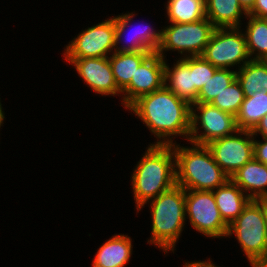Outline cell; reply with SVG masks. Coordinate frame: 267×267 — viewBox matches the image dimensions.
Returning <instances> with one entry per match:
<instances>
[{
  "instance_id": "22",
  "label": "cell",
  "mask_w": 267,
  "mask_h": 267,
  "mask_svg": "<svg viewBox=\"0 0 267 267\" xmlns=\"http://www.w3.org/2000/svg\"><path fill=\"white\" fill-rule=\"evenodd\" d=\"M267 114V92L262 90L245 97L236 118L239 130L252 131L260 120Z\"/></svg>"
},
{
  "instance_id": "21",
  "label": "cell",
  "mask_w": 267,
  "mask_h": 267,
  "mask_svg": "<svg viewBox=\"0 0 267 267\" xmlns=\"http://www.w3.org/2000/svg\"><path fill=\"white\" fill-rule=\"evenodd\" d=\"M236 79L239 82L245 97L253 93L267 92V60H250L239 70H236Z\"/></svg>"
},
{
  "instance_id": "5",
  "label": "cell",
  "mask_w": 267,
  "mask_h": 267,
  "mask_svg": "<svg viewBox=\"0 0 267 267\" xmlns=\"http://www.w3.org/2000/svg\"><path fill=\"white\" fill-rule=\"evenodd\" d=\"M214 30L215 26L207 17L193 23H170L162 29L157 53L164 59L165 52L171 50L181 54L180 58L202 56Z\"/></svg>"
},
{
  "instance_id": "24",
  "label": "cell",
  "mask_w": 267,
  "mask_h": 267,
  "mask_svg": "<svg viewBox=\"0 0 267 267\" xmlns=\"http://www.w3.org/2000/svg\"><path fill=\"white\" fill-rule=\"evenodd\" d=\"M169 23H193L206 18L205 0H167Z\"/></svg>"
},
{
  "instance_id": "2",
  "label": "cell",
  "mask_w": 267,
  "mask_h": 267,
  "mask_svg": "<svg viewBox=\"0 0 267 267\" xmlns=\"http://www.w3.org/2000/svg\"><path fill=\"white\" fill-rule=\"evenodd\" d=\"M131 174L136 211L176 185L175 153L172 145L149 144Z\"/></svg>"
},
{
  "instance_id": "31",
  "label": "cell",
  "mask_w": 267,
  "mask_h": 267,
  "mask_svg": "<svg viewBox=\"0 0 267 267\" xmlns=\"http://www.w3.org/2000/svg\"><path fill=\"white\" fill-rule=\"evenodd\" d=\"M183 267H220L217 266L216 264L212 263V260L209 258L205 261H187L184 263Z\"/></svg>"
},
{
  "instance_id": "4",
  "label": "cell",
  "mask_w": 267,
  "mask_h": 267,
  "mask_svg": "<svg viewBox=\"0 0 267 267\" xmlns=\"http://www.w3.org/2000/svg\"><path fill=\"white\" fill-rule=\"evenodd\" d=\"M147 203L150 204L152 220V235L147 243L162 249L165 254L174 253L186 222L185 189L175 185Z\"/></svg>"
},
{
  "instance_id": "11",
  "label": "cell",
  "mask_w": 267,
  "mask_h": 267,
  "mask_svg": "<svg viewBox=\"0 0 267 267\" xmlns=\"http://www.w3.org/2000/svg\"><path fill=\"white\" fill-rule=\"evenodd\" d=\"M214 161L231 177L238 169L254 158V136L249 130H237L234 134L208 143Z\"/></svg>"
},
{
  "instance_id": "12",
  "label": "cell",
  "mask_w": 267,
  "mask_h": 267,
  "mask_svg": "<svg viewBox=\"0 0 267 267\" xmlns=\"http://www.w3.org/2000/svg\"><path fill=\"white\" fill-rule=\"evenodd\" d=\"M165 59L151 53L136 69L130 83L122 90L121 104L127 109L138 98L164 86Z\"/></svg>"
},
{
  "instance_id": "23",
  "label": "cell",
  "mask_w": 267,
  "mask_h": 267,
  "mask_svg": "<svg viewBox=\"0 0 267 267\" xmlns=\"http://www.w3.org/2000/svg\"><path fill=\"white\" fill-rule=\"evenodd\" d=\"M244 34L251 60H267V19L247 15Z\"/></svg>"
},
{
  "instance_id": "30",
  "label": "cell",
  "mask_w": 267,
  "mask_h": 267,
  "mask_svg": "<svg viewBox=\"0 0 267 267\" xmlns=\"http://www.w3.org/2000/svg\"><path fill=\"white\" fill-rule=\"evenodd\" d=\"M251 132L255 137L259 135L261 136V138L267 137V114L260 120V122Z\"/></svg>"
},
{
  "instance_id": "3",
  "label": "cell",
  "mask_w": 267,
  "mask_h": 267,
  "mask_svg": "<svg viewBox=\"0 0 267 267\" xmlns=\"http://www.w3.org/2000/svg\"><path fill=\"white\" fill-rule=\"evenodd\" d=\"M173 144L175 153L176 185L185 190L213 191L230 177L214 161L206 145Z\"/></svg>"
},
{
  "instance_id": "28",
  "label": "cell",
  "mask_w": 267,
  "mask_h": 267,
  "mask_svg": "<svg viewBox=\"0 0 267 267\" xmlns=\"http://www.w3.org/2000/svg\"><path fill=\"white\" fill-rule=\"evenodd\" d=\"M255 138L254 136V158L267 165V137H262L261 141Z\"/></svg>"
},
{
  "instance_id": "7",
  "label": "cell",
  "mask_w": 267,
  "mask_h": 267,
  "mask_svg": "<svg viewBox=\"0 0 267 267\" xmlns=\"http://www.w3.org/2000/svg\"><path fill=\"white\" fill-rule=\"evenodd\" d=\"M240 30L241 27L215 28L202 56L216 68L238 66L239 70L251 60L244 31Z\"/></svg>"
},
{
  "instance_id": "34",
  "label": "cell",
  "mask_w": 267,
  "mask_h": 267,
  "mask_svg": "<svg viewBox=\"0 0 267 267\" xmlns=\"http://www.w3.org/2000/svg\"><path fill=\"white\" fill-rule=\"evenodd\" d=\"M251 267H267V257L250 263Z\"/></svg>"
},
{
  "instance_id": "25",
  "label": "cell",
  "mask_w": 267,
  "mask_h": 267,
  "mask_svg": "<svg viewBox=\"0 0 267 267\" xmlns=\"http://www.w3.org/2000/svg\"><path fill=\"white\" fill-rule=\"evenodd\" d=\"M236 79V70L217 68L211 79L204 84L196 103H211L212 100Z\"/></svg>"
},
{
  "instance_id": "18",
  "label": "cell",
  "mask_w": 267,
  "mask_h": 267,
  "mask_svg": "<svg viewBox=\"0 0 267 267\" xmlns=\"http://www.w3.org/2000/svg\"><path fill=\"white\" fill-rule=\"evenodd\" d=\"M213 194L221 217L228 225L242 213L251 200L231 179L213 190Z\"/></svg>"
},
{
  "instance_id": "26",
  "label": "cell",
  "mask_w": 267,
  "mask_h": 267,
  "mask_svg": "<svg viewBox=\"0 0 267 267\" xmlns=\"http://www.w3.org/2000/svg\"><path fill=\"white\" fill-rule=\"evenodd\" d=\"M245 95L237 79L218 94L211 102L214 107L236 116L244 101Z\"/></svg>"
},
{
  "instance_id": "9",
  "label": "cell",
  "mask_w": 267,
  "mask_h": 267,
  "mask_svg": "<svg viewBox=\"0 0 267 267\" xmlns=\"http://www.w3.org/2000/svg\"><path fill=\"white\" fill-rule=\"evenodd\" d=\"M186 219L208 238H226L228 224L221 217L213 191L185 190Z\"/></svg>"
},
{
  "instance_id": "16",
  "label": "cell",
  "mask_w": 267,
  "mask_h": 267,
  "mask_svg": "<svg viewBox=\"0 0 267 267\" xmlns=\"http://www.w3.org/2000/svg\"><path fill=\"white\" fill-rule=\"evenodd\" d=\"M132 239L126 234H115L105 241L95 254L92 267H125L133 254Z\"/></svg>"
},
{
  "instance_id": "1",
  "label": "cell",
  "mask_w": 267,
  "mask_h": 267,
  "mask_svg": "<svg viewBox=\"0 0 267 267\" xmlns=\"http://www.w3.org/2000/svg\"><path fill=\"white\" fill-rule=\"evenodd\" d=\"M126 110L142 120L156 138L153 144L173 145V138L182 136L189 141L191 105L177 97L165 85L134 101Z\"/></svg>"
},
{
  "instance_id": "19",
  "label": "cell",
  "mask_w": 267,
  "mask_h": 267,
  "mask_svg": "<svg viewBox=\"0 0 267 267\" xmlns=\"http://www.w3.org/2000/svg\"><path fill=\"white\" fill-rule=\"evenodd\" d=\"M205 13L215 28H239L248 15L239 0H205Z\"/></svg>"
},
{
  "instance_id": "6",
  "label": "cell",
  "mask_w": 267,
  "mask_h": 267,
  "mask_svg": "<svg viewBox=\"0 0 267 267\" xmlns=\"http://www.w3.org/2000/svg\"><path fill=\"white\" fill-rule=\"evenodd\" d=\"M235 235L249 263L267 257V225L259 205L250 200L228 225L226 237Z\"/></svg>"
},
{
  "instance_id": "32",
  "label": "cell",
  "mask_w": 267,
  "mask_h": 267,
  "mask_svg": "<svg viewBox=\"0 0 267 267\" xmlns=\"http://www.w3.org/2000/svg\"><path fill=\"white\" fill-rule=\"evenodd\" d=\"M254 201L259 205L262 214H263V218L265 220V223L267 225V196H261L258 197L256 199H254Z\"/></svg>"
},
{
  "instance_id": "10",
  "label": "cell",
  "mask_w": 267,
  "mask_h": 267,
  "mask_svg": "<svg viewBox=\"0 0 267 267\" xmlns=\"http://www.w3.org/2000/svg\"><path fill=\"white\" fill-rule=\"evenodd\" d=\"M64 49V58L109 57L115 52V16L81 30Z\"/></svg>"
},
{
  "instance_id": "8",
  "label": "cell",
  "mask_w": 267,
  "mask_h": 267,
  "mask_svg": "<svg viewBox=\"0 0 267 267\" xmlns=\"http://www.w3.org/2000/svg\"><path fill=\"white\" fill-rule=\"evenodd\" d=\"M237 130L233 114L222 111L211 103L191 105L190 143L207 145L215 139L232 135Z\"/></svg>"
},
{
  "instance_id": "29",
  "label": "cell",
  "mask_w": 267,
  "mask_h": 267,
  "mask_svg": "<svg viewBox=\"0 0 267 267\" xmlns=\"http://www.w3.org/2000/svg\"><path fill=\"white\" fill-rule=\"evenodd\" d=\"M248 15L267 19V0H255L253 8L248 12Z\"/></svg>"
},
{
  "instance_id": "27",
  "label": "cell",
  "mask_w": 267,
  "mask_h": 267,
  "mask_svg": "<svg viewBox=\"0 0 267 267\" xmlns=\"http://www.w3.org/2000/svg\"><path fill=\"white\" fill-rule=\"evenodd\" d=\"M210 62L203 56H193V85H195V103L197 96L205 83L211 79L216 71Z\"/></svg>"
},
{
  "instance_id": "13",
  "label": "cell",
  "mask_w": 267,
  "mask_h": 267,
  "mask_svg": "<svg viewBox=\"0 0 267 267\" xmlns=\"http://www.w3.org/2000/svg\"><path fill=\"white\" fill-rule=\"evenodd\" d=\"M71 64L79 77L96 94L103 96H122V91L118 88L109 57L99 58H65Z\"/></svg>"
},
{
  "instance_id": "14",
  "label": "cell",
  "mask_w": 267,
  "mask_h": 267,
  "mask_svg": "<svg viewBox=\"0 0 267 267\" xmlns=\"http://www.w3.org/2000/svg\"><path fill=\"white\" fill-rule=\"evenodd\" d=\"M134 17L133 12L115 16V52H157L162 41V28L161 30H155L147 23L146 26H141L143 29L137 28L133 33L131 32L130 36L132 37L127 39V43L122 42L124 41V32H126V29L128 30ZM121 42L126 45H122Z\"/></svg>"
},
{
  "instance_id": "35",
  "label": "cell",
  "mask_w": 267,
  "mask_h": 267,
  "mask_svg": "<svg viewBox=\"0 0 267 267\" xmlns=\"http://www.w3.org/2000/svg\"><path fill=\"white\" fill-rule=\"evenodd\" d=\"M4 119H5V114H4L3 107H2V104H1V100H0V128L4 124L3 123L4 122Z\"/></svg>"
},
{
  "instance_id": "20",
  "label": "cell",
  "mask_w": 267,
  "mask_h": 267,
  "mask_svg": "<svg viewBox=\"0 0 267 267\" xmlns=\"http://www.w3.org/2000/svg\"><path fill=\"white\" fill-rule=\"evenodd\" d=\"M151 52H113L109 56L113 76L122 91L131 81L139 65Z\"/></svg>"
},
{
  "instance_id": "17",
  "label": "cell",
  "mask_w": 267,
  "mask_h": 267,
  "mask_svg": "<svg viewBox=\"0 0 267 267\" xmlns=\"http://www.w3.org/2000/svg\"><path fill=\"white\" fill-rule=\"evenodd\" d=\"M230 179L251 199L267 196V165L253 158Z\"/></svg>"
},
{
  "instance_id": "15",
  "label": "cell",
  "mask_w": 267,
  "mask_h": 267,
  "mask_svg": "<svg viewBox=\"0 0 267 267\" xmlns=\"http://www.w3.org/2000/svg\"><path fill=\"white\" fill-rule=\"evenodd\" d=\"M170 67L165 59L164 85L177 97L190 105L195 103L193 85V56L178 58Z\"/></svg>"
},
{
  "instance_id": "33",
  "label": "cell",
  "mask_w": 267,
  "mask_h": 267,
  "mask_svg": "<svg viewBox=\"0 0 267 267\" xmlns=\"http://www.w3.org/2000/svg\"><path fill=\"white\" fill-rule=\"evenodd\" d=\"M239 3L241 4L242 8L248 13L255 3V0H239Z\"/></svg>"
}]
</instances>
